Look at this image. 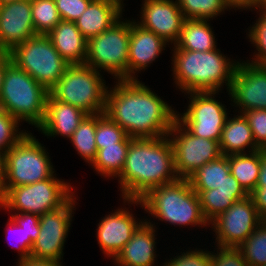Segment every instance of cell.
I'll use <instances>...</instances> for the list:
<instances>
[{
    "instance_id": "cell-40",
    "label": "cell",
    "mask_w": 266,
    "mask_h": 266,
    "mask_svg": "<svg viewBox=\"0 0 266 266\" xmlns=\"http://www.w3.org/2000/svg\"><path fill=\"white\" fill-rule=\"evenodd\" d=\"M163 266H211L210 252L203 250L186 251L181 255L171 258Z\"/></svg>"
},
{
    "instance_id": "cell-51",
    "label": "cell",
    "mask_w": 266,
    "mask_h": 266,
    "mask_svg": "<svg viewBox=\"0 0 266 266\" xmlns=\"http://www.w3.org/2000/svg\"><path fill=\"white\" fill-rule=\"evenodd\" d=\"M11 1H15V0H0V4L6 3V2H11Z\"/></svg>"
},
{
    "instance_id": "cell-52",
    "label": "cell",
    "mask_w": 266,
    "mask_h": 266,
    "mask_svg": "<svg viewBox=\"0 0 266 266\" xmlns=\"http://www.w3.org/2000/svg\"><path fill=\"white\" fill-rule=\"evenodd\" d=\"M4 54V52L0 49V57Z\"/></svg>"
},
{
    "instance_id": "cell-1",
    "label": "cell",
    "mask_w": 266,
    "mask_h": 266,
    "mask_svg": "<svg viewBox=\"0 0 266 266\" xmlns=\"http://www.w3.org/2000/svg\"><path fill=\"white\" fill-rule=\"evenodd\" d=\"M104 113L132 138L167 136L177 120L172 107L138 80H118L107 90Z\"/></svg>"
},
{
    "instance_id": "cell-4",
    "label": "cell",
    "mask_w": 266,
    "mask_h": 266,
    "mask_svg": "<svg viewBox=\"0 0 266 266\" xmlns=\"http://www.w3.org/2000/svg\"><path fill=\"white\" fill-rule=\"evenodd\" d=\"M129 204H140L146 212L159 220L176 225L206 226L197 193L188 179L178 178L150 189L140 199H125ZM207 224V225H206Z\"/></svg>"
},
{
    "instance_id": "cell-22",
    "label": "cell",
    "mask_w": 266,
    "mask_h": 266,
    "mask_svg": "<svg viewBox=\"0 0 266 266\" xmlns=\"http://www.w3.org/2000/svg\"><path fill=\"white\" fill-rule=\"evenodd\" d=\"M122 6L123 4L116 0H93L74 23L82 35L89 40L111 28L121 19Z\"/></svg>"
},
{
    "instance_id": "cell-7",
    "label": "cell",
    "mask_w": 266,
    "mask_h": 266,
    "mask_svg": "<svg viewBox=\"0 0 266 266\" xmlns=\"http://www.w3.org/2000/svg\"><path fill=\"white\" fill-rule=\"evenodd\" d=\"M27 133L5 153V181L0 198L11 188L32 184L54 175L47 151Z\"/></svg>"
},
{
    "instance_id": "cell-31",
    "label": "cell",
    "mask_w": 266,
    "mask_h": 266,
    "mask_svg": "<svg viewBox=\"0 0 266 266\" xmlns=\"http://www.w3.org/2000/svg\"><path fill=\"white\" fill-rule=\"evenodd\" d=\"M238 248L249 266H265L266 221H262Z\"/></svg>"
},
{
    "instance_id": "cell-29",
    "label": "cell",
    "mask_w": 266,
    "mask_h": 266,
    "mask_svg": "<svg viewBox=\"0 0 266 266\" xmlns=\"http://www.w3.org/2000/svg\"><path fill=\"white\" fill-rule=\"evenodd\" d=\"M199 198L202 214L210 223L220 213L225 212L236 201L247 197L248 193H224L212 190H194Z\"/></svg>"
},
{
    "instance_id": "cell-25",
    "label": "cell",
    "mask_w": 266,
    "mask_h": 266,
    "mask_svg": "<svg viewBox=\"0 0 266 266\" xmlns=\"http://www.w3.org/2000/svg\"><path fill=\"white\" fill-rule=\"evenodd\" d=\"M209 19H186L178 41L174 44L177 49L189 51H212L216 49L215 36Z\"/></svg>"
},
{
    "instance_id": "cell-23",
    "label": "cell",
    "mask_w": 266,
    "mask_h": 266,
    "mask_svg": "<svg viewBox=\"0 0 266 266\" xmlns=\"http://www.w3.org/2000/svg\"><path fill=\"white\" fill-rule=\"evenodd\" d=\"M47 36L61 57L70 65L85 64L87 39L74 22L61 20Z\"/></svg>"
},
{
    "instance_id": "cell-10",
    "label": "cell",
    "mask_w": 266,
    "mask_h": 266,
    "mask_svg": "<svg viewBox=\"0 0 266 266\" xmlns=\"http://www.w3.org/2000/svg\"><path fill=\"white\" fill-rule=\"evenodd\" d=\"M131 21L119 20L111 28L87 40L85 64L103 69L118 80H128Z\"/></svg>"
},
{
    "instance_id": "cell-8",
    "label": "cell",
    "mask_w": 266,
    "mask_h": 266,
    "mask_svg": "<svg viewBox=\"0 0 266 266\" xmlns=\"http://www.w3.org/2000/svg\"><path fill=\"white\" fill-rule=\"evenodd\" d=\"M12 62L28 73L48 92L70 65L53 46L47 35H36L16 45L10 52Z\"/></svg>"
},
{
    "instance_id": "cell-46",
    "label": "cell",
    "mask_w": 266,
    "mask_h": 266,
    "mask_svg": "<svg viewBox=\"0 0 266 266\" xmlns=\"http://www.w3.org/2000/svg\"><path fill=\"white\" fill-rule=\"evenodd\" d=\"M18 266H62L60 262L26 259L21 260L17 264Z\"/></svg>"
},
{
    "instance_id": "cell-20",
    "label": "cell",
    "mask_w": 266,
    "mask_h": 266,
    "mask_svg": "<svg viewBox=\"0 0 266 266\" xmlns=\"http://www.w3.org/2000/svg\"><path fill=\"white\" fill-rule=\"evenodd\" d=\"M145 221V222H144ZM130 241L113 259L119 266H154L155 226L144 220Z\"/></svg>"
},
{
    "instance_id": "cell-16",
    "label": "cell",
    "mask_w": 266,
    "mask_h": 266,
    "mask_svg": "<svg viewBox=\"0 0 266 266\" xmlns=\"http://www.w3.org/2000/svg\"><path fill=\"white\" fill-rule=\"evenodd\" d=\"M31 0L0 4V49L9 53L16 45L36 36Z\"/></svg>"
},
{
    "instance_id": "cell-50",
    "label": "cell",
    "mask_w": 266,
    "mask_h": 266,
    "mask_svg": "<svg viewBox=\"0 0 266 266\" xmlns=\"http://www.w3.org/2000/svg\"><path fill=\"white\" fill-rule=\"evenodd\" d=\"M258 8L260 12H266V0H258L256 9L258 10Z\"/></svg>"
},
{
    "instance_id": "cell-15",
    "label": "cell",
    "mask_w": 266,
    "mask_h": 266,
    "mask_svg": "<svg viewBox=\"0 0 266 266\" xmlns=\"http://www.w3.org/2000/svg\"><path fill=\"white\" fill-rule=\"evenodd\" d=\"M229 94L240 113L266 109V66L238 62Z\"/></svg>"
},
{
    "instance_id": "cell-53",
    "label": "cell",
    "mask_w": 266,
    "mask_h": 266,
    "mask_svg": "<svg viewBox=\"0 0 266 266\" xmlns=\"http://www.w3.org/2000/svg\"><path fill=\"white\" fill-rule=\"evenodd\" d=\"M116 1H118V2H119V3H121V4L123 3V1H122V0H116Z\"/></svg>"
},
{
    "instance_id": "cell-38",
    "label": "cell",
    "mask_w": 266,
    "mask_h": 266,
    "mask_svg": "<svg viewBox=\"0 0 266 266\" xmlns=\"http://www.w3.org/2000/svg\"><path fill=\"white\" fill-rule=\"evenodd\" d=\"M217 247L220 252H210L211 266H249L238 247Z\"/></svg>"
},
{
    "instance_id": "cell-33",
    "label": "cell",
    "mask_w": 266,
    "mask_h": 266,
    "mask_svg": "<svg viewBox=\"0 0 266 266\" xmlns=\"http://www.w3.org/2000/svg\"><path fill=\"white\" fill-rule=\"evenodd\" d=\"M185 19H213L227 9L225 0H176Z\"/></svg>"
},
{
    "instance_id": "cell-13",
    "label": "cell",
    "mask_w": 266,
    "mask_h": 266,
    "mask_svg": "<svg viewBox=\"0 0 266 266\" xmlns=\"http://www.w3.org/2000/svg\"><path fill=\"white\" fill-rule=\"evenodd\" d=\"M74 195L61 207L40 215V232L31 248L30 259L60 262L72 221Z\"/></svg>"
},
{
    "instance_id": "cell-39",
    "label": "cell",
    "mask_w": 266,
    "mask_h": 266,
    "mask_svg": "<svg viewBox=\"0 0 266 266\" xmlns=\"http://www.w3.org/2000/svg\"><path fill=\"white\" fill-rule=\"evenodd\" d=\"M61 20L74 22L93 0H54Z\"/></svg>"
},
{
    "instance_id": "cell-30",
    "label": "cell",
    "mask_w": 266,
    "mask_h": 266,
    "mask_svg": "<svg viewBox=\"0 0 266 266\" xmlns=\"http://www.w3.org/2000/svg\"><path fill=\"white\" fill-rule=\"evenodd\" d=\"M95 131L96 114L87 115L70 138L78 154H80L86 162L91 164L97 154Z\"/></svg>"
},
{
    "instance_id": "cell-21",
    "label": "cell",
    "mask_w": 266,
    "mask_h": 266,
    "mask_svg": "<svg viewBox=\"0 0 266 266\" xmlns=\"http://www.w3.org/2000/svg\"><path fill=\"white\" fill-rule=\"evenodd\" d=\"M87 115L71 104L57 101L49 94L46 101L45 118L38 128L47 136L62 135L70 139Z\"/></svg>"
},
{
    "instance_id": "cell-11",
    "label": "cell",
    "mask_w": 266,
    "mask_h": 266,
    "mask_svg": "<svg viewBox=\"0 0 266 266\" xmlns=\"http://www.w3.org/2000/svg\"><path fill=\"white\" fill-rule=\"evenodd\" d=\"M168 136L178 178L188 179L198 168L222 155L218 141L192 135L177 120Z\"/></svg>"
},
{
    "instance_id": "cell-32",
    "label": "cell",
    "mask_w": 266,
    "mask_h": 266,
    "mask_svg": "<svg viewBox=\"0 0 266 266\" xmlns=\"http://www.w3.org/2000/svg\"><path fill=\"white\" fill-rule=\"evenodd\" d=\"M31 12L37 35H47L61 21L54 0H31Z\"/></svg>"
},
{
    "instance_id": "cell-48",
    "label": "cell",
    "mask_w": 266,
    "mask_h": 266,
    "mask_svg": "<svg viewBox=\"0 0 266 266\" xmlns=\"http://www.w3.org/2000/svg\"><path fill=\"white\" fill-rule=\"evenodd\" d=\"M12 62L9 53H4L1 57H0V91H1V86H2V82L4 79V75H5V70L6 67Z\"/></svg>"
},
{
    "instance_id": "cell-12",
    "label": "cell",
    "mask_w": 266,
    "mask_h": 266,
    "mask_svg": "<svg viewBox=\"0 0 266 266\" xmlns=\"http://www.w3.org/2000/svg\"><path fill=\"white\" fill-rule=\"evenodd\" d=\"M218 92H190V104L185 113L177 114V121L192 135L220 141L227 119L224 105L214 96Z\"/></svg>"
},
{
    "instance_id": "cell-26",
    "label": "cell",
    "mask_w": 266,
    "mask_h": 266,
    "mask_svg": "<svg viewBox=\"0 0 266 266\" xmlns=\"http://www.w3.org/2000/svg\"><path fill=\"white\" fill-rule=\"evenodd\" d=\"M262 162V149L241 154L228 155L230 173L237 179L243 189L250 195L258 182Z\"/></svg>"
},
{
    "instance_id": "cell-42",
    "label": "cell",
    "mask_w": 266,
    "mask_h": 266,
    "mask_svg": "<svg viewBox=\"0 0 266 266\" xmlns=\"http://www.w3.org/2000/svg\"><path fill=\"white\" fill-rule=\"evenodd\" d=\"M9 223L7 224L9 228H13L16 230L15 232H18V239H19V246H15L18 251L21 253L19 256V260H26L30 259V253H31V248L33 246V242L31 241L30 237L27 236V232L25 229L21 226H18L11 218L8 221ZM14 233V232H13Z\"/></svg>"
},
{
    "instance_id": "cell-45",
    "label": "cell",
    "mask_w": 266,
    "mask_h": 266,
    "mask_svg": "<svg viewBox=\"0 0 266 266\" xmlns=\"http://www.w3.org/2000/svg\"><path fill=\"white\" fill-rule=\"evenodd\" d=\"M227 8L247 9L257 8L258 0H225Z\"/></svg>"
},
{
    "instance_id": "cell-19",
    "label": "cell",
    "mask_w": 266,
    "mask_h": 266,
    "mask_svg": "<svg viewBox=\"0 0 266 266\" xmlns=\"http://www.w3.org/2000/svg\"><path fill=\"white\" fill-rule=\"evenodd\" d=\"M167 42L153 31L147 30L131 21L129 40L128 80H138L137 71L148 67L165 50ZM164 46V47H163ZM134 74V75H133Z\"/></svg>"
},
{
    "instance_id": "cell-49",
    "label": "cell",
    "mask_w": 266,
    "mask_h": 266,
    "mask_svg": "<svg viewBox=\"0 0 266 266\" xmlns=\"http://www.w3.org/2000/svg\"><path fill=\"white\" fill-rule=\"evenodd\" d=\"M5 181V153L0 151V194Z\"/></svg>"
},
{
    "instance_id": "cell-27",
    "label": "cell",
    "mask_w": 266,
    "mask_h": 266,
    "mask_svg": "<svg viewBox=\"0 0 266 266\" xmlns=\"http://www.w3.org/2000/svg\"><path fill=\"white\" fill-rule=\"evenodd\" d=\"M133 138L128 135L115 145L104 146L97 150L96 157L91 164L93 168L104 177H118L125 165L127 152Z\"/></svg>"
},
{
    "instance_id": "cell-47",
    "label": "cell",
    "mask_w": 266,
    "mask_h": 266,
    "mask_svg": "<svg viewBox=\"0 0 266 266\" xmlns=\"http://www.w3.org/2000/svg\"><path fill=\"white\" fill-rule=\"evenodd\" d=\"M256 188H266V149L262 150V162Z\"/></svg>"
},
{
    "instance_id": "cell-43",
    "label": "cell",
    "mask_w": 266,
    "mask_h": 266,
    "mask_svg": "<svg viewBox=\"0 0 266 266\" xmlns=\"http://www.w3.org/2000/svg\"><path fill=\"white\" fill-rule=\"evenodd\" d=\"M250 196L262 221H266V188H256Z\"/></svg>"
},
{
    "instance_id": "cell-34",
    "label": "cell",
    "mask_w": 266,
    "mask_h": 266,
    "mask_svg": "<svg viewBox=\"0 0 266 266\" xmlns=\"http://www.w3.org/2000/svg\"><path fill=\"white\" fill-rule=\"evenodd\" d=\"M127 133L105 113L96 114L95 143L97 150L120 143Z\"/></svg>"
},
{
    "instance_id": "cell-37",
    "label": "cell",
    "mask_w": 266,
    "mask_h": 266,
    "mask_svg": "<svg viewBox=\"0 0 266 266\" xmlns=\"http://www.w3.org/2000/svg\"><path fill=\"white\" fill-rule=\"evenodd\" d=\"M243 114L252 130L256 145L262 150L266 149V109H253Z\"/></svg>"
},
{
    "instance_id": "cell-6",
    "label": "cell",
    "mask_w": 266,
    "mask_h": 266,
    "mask_svg": "<svg viewBox=\"0 0 266 266\" xmlns=\"http://www.w3.org/2000/svg\"><path fill=\"white\" fill-rule=\"evenodd\" d=\"M103 81L96 69L86 64H73L66 68L49 94L88 115L104 113L108 87Z\"/></svg>"
},
{
    "instance_id": "cell-44",
    "label": "cell",
    "mask_w": 266,
    "mask_h": 266,
    "mask_svg": "<svg viewBox=\"0 0 266 266\" xmlns=\"http://www.w3.org/2000/svg\"><path fill=\"white\" fill-rule=\"evenodd\" d=\"M213 192L247 193L231 173L217 189H213Z\"/></svg>"
},
{
    "instance_id": "cell-18",
    "label": "cell",
    "mask_w": 266,
    "mask_h": 266,
    "mask_svg": "<svg viewBox=\"0 0 266 266\" xmlns=\"http://www.w3.org/2000/svg\"><path fill=\"white\" fill-rule=\"evenodd\" d=\"M128 209H118L105 216L98 224V244L108 257L115 258L123 247L130 241L137 228L143 223L136 222V218Z\"/></svg>"
},
{
    "instance_id": "cell-35",
    "label": "cell",
    "mask_w": 266,
    "mask_h": 266,
    "mask_svg": "<svg viewBox=\"0 0 266 266\" xmlns=\"http://www.w3.org/2000/svg\"><path fill=\"white\" fill-rule=\"evenodd\" d=\"M19 123L14 116L0 108V151L6 153L27 134L18 130Z\"/></svg>"
},
{
    "instance_id": "cell-28",
    "label": "cell",
    "mask_w": 266,
    "mask_h": 266,
    "mask_svg": "<svg viewBox=\"0 0 266 266\" xmlns=\"http://www.w3.org/2000/svg\"><path fill=\"white\" fill-rule=\"evenodd\" d=\"M230 174L228 155H221L198 168L189 178L193 190L217 189Z\"/></svg>"
},
{
    "instance_id": "cell-14",
    "label": "cell",
    "mask_w": 266,
    "mask_h": 266,
    "mask_svg": "<svg viewBox=\"0 0 266 266\" xmlns=\"http://www.w3.org/2000/svg\"><path fill=\"white\" fill-rule=\"evenodd\" d=\"M262 222L250 195L236 201L209 224L216 233V244L222 247H239Z\"/></svg>"
},
{
    "instance_id": "cell-36",
    "label": "cell",
    "mask_w": 266,
    "mask_h": 266,
    "mask_svg": "<svg viewBox=\"0 0 266 266\" xmlns=\"http://www.w3.org/2000/svg\"><path fill=\"white\" fill-rule=\"evenodd\" d=\"M258 20L250 28L248 37L255 44L257 54L251 63L261 66H266V12H261Z\"/></svg>"
},
{
    "instance_id": "cell-17",
    "label": "cell",
    "mask_w": 266,
    "mask_h": 266,
    "mask_svg": "<svg viewBox=\"0 0 266 266\" xmlns=\"http://www.w3.org/2000/svg\"><path fill=\"white\" fill-rule=\"evenodd\" d=\"M141 11V27L153 31L167 43H176L186 20L177 1L144 0Z\"/></svg>"
},
{
    "instance_id": "cell-24",
    "label": "cell",
    "mask_w": 266,
    "mask_h": 266,
    "mask_svg": "<svg viewBox=\"0 0 266 266\" xmlns=\"http://www.w3.org/2000/svg\"><path fill=\"white\" fill-rule=\"evenodd\" d=\"M246 147H251L250 151H248L249 153L260 150L254 141L252 130L246 117L243 113L232 119L227 117L219 141L221 154L227 156L246 153L244 152Z\"/></svg>"
},
{
    "instance_id": "cell-41",
    "label": "cell",
    "mask_w": 266,
    "mask_h": 266,
    "mask_svg": "<svg viewBox=\"0 0 266 266\" xmlns=\"http://www.w3.org/2000/svg\"><path fill=\"white\" fill-rule=\"evenodd\" d=\"M10 218L18 225L25 229L27 236L30 237L31 241L37 239L40 232V216L32 213H16L11 215Z\"/></svg>"
},
{
    "instance_id": "cell-3",
    "label": "cell",
    "mask_w": 266,
    "mask_h": 266,
    "mask_svg": "<svg viewBox=\"0 0 266 266\" xmlns=\"http://www.w3.org/2000/svg\"><path fill=\"white\" fill-rule=\"evenodd\" d=\"M173 74L175 84L186 93L219 92L225 83L230 90L238 62H231L219 49L189 51L173 47Z\"/></svg>"
},
{
    "instance_id": "cell-9",
    "label": "cell",
    "mask_w": 266,
    "mask_h": 266,
    "mask_svg": "<svg viewBox=\"0 0 266 266\" xmlns=\"http://www.w3.org/2000/svg\"><path fill=\"white\" fill-rule=\"evenodd\" d=\"M71 189V185L52 175L36 183L11 187L0 198V207L40 216L61 208L73 196Z\"/></svg>"
},
{
    "instance_id": "cell-2",
    "label": "cell",
    "mask_w": 266,
    "mask_h": 266,
    "mask_svg": "<svg viewBox=\"0 0 266 266\" xmlns=\"http://www.w3.org/2000/svg\"><path fill=\"white\" fill-rule=\"evenodd\" d=\"M177 179L173 146L168 135L131 140L118 179L123 199H140L150 189Z\"/></svg>"
},
{
    "instance_id": "cell-5",
    "label": "cell",
    "mask_w": 266,
    "mask_h": 266,
    "mask_svg": "<svg viewBox=\"0 0 266 266\" xmlns=\"http://www.w3.org/2000/svg\"><path fill=\"white\" fill-rule=\"evenodd\" d=\"M49 92L24 70L11 62L5 70L0 91V108L19 122L35 128L43 123Z\"/></svg>"
}]
</instances>
